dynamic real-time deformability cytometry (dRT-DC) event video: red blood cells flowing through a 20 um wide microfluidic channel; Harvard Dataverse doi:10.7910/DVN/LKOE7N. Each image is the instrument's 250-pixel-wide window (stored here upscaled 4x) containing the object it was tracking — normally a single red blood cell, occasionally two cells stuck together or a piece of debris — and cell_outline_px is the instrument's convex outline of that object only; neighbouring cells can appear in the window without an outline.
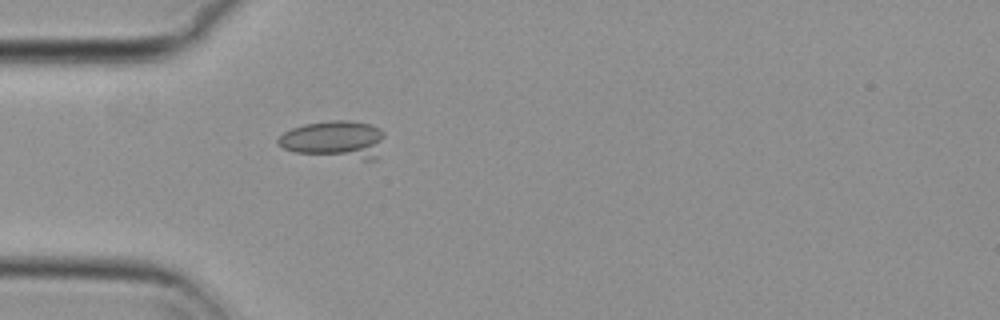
{"species": "common noctule bat (a hibernating species)", "species_latin": "Nyctalus noctula", "temperature_condition": "cold", "stored_images_in_passage": 29, "camera_frame_rate_fps": 3000, "um_per_image_px": 0.085, "animal": {"sex": "female", "body_mass_g": 29.2, "forearm_length_mm": 56.3}, "frame": {"image": 1, "passage_image": 1, "time_ms": 0.0, "image_size_px": [1000, 320], "cell_outline_px": [[384, 136], [376, 160], [364, 160], [296, 152], [284, 148], [276, 144], [276, 140], [284, 132], [292, 128], [304, 124], [328, 120], [348, 120], [368, 124], [380, 128], [384, 132]], "centroid_in_image_um": [28.45, 11.85], "position_along_channel_um": 56.6, "area_um2": 23.41}}
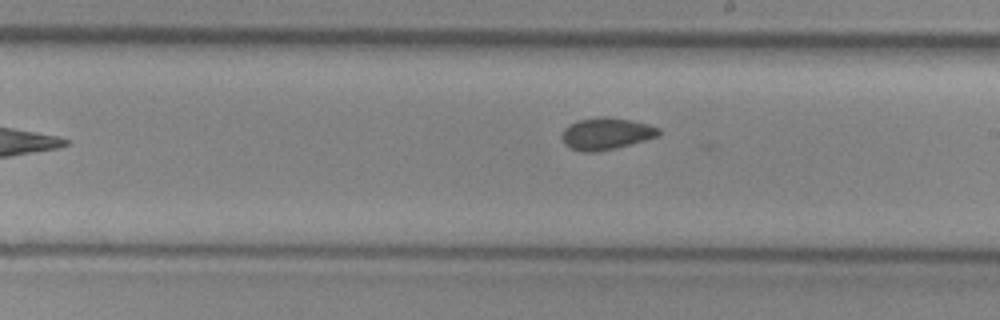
{"frame": {"image": 2, "passage_image": 16, "time_ms": 5.0, "image_size_px": [1000, 320], "cell_outline_px": [[660, 136], [616, 148], [596, 152], [584, 152], [572, 148], [564, 144], [560, 136], [560, 132], [568, 124], [576, 120], [596, 116], [604, 116], [632, 120], [648, 124], [660, 128]], "centroid_in_image_um": [51.49, 11.34], "position_along_channel_um": 237.5, "area_um2": 18.38}}
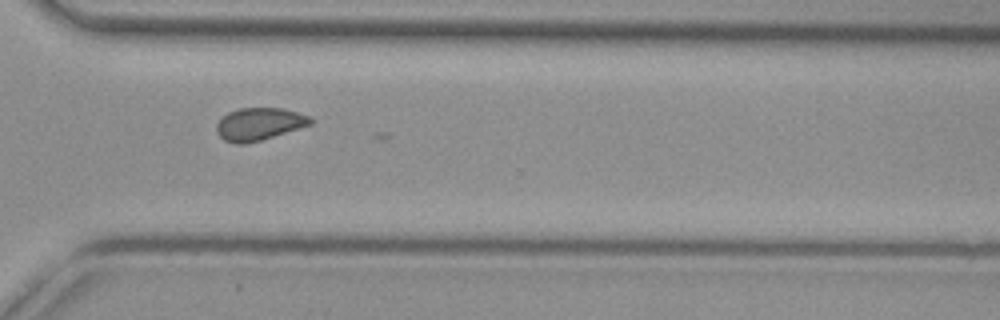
{"frame": {"image": 3, "passage_image": 25, "time_ms": 8.0, "image_size_px": [1000, 320], "cell_outline_px": [[312, 124], [260, 140], [244, 144], [236, 144], [224, 140], [216, 132], [216, 124], [228, 112], [240, 108], [280, 108], [296, 112], [308, 116], [312, 120]], "centroid_in_image_um": [21.99, 10.54], "position_along_channel_um": 348.6, "area_um2": 17.51}}